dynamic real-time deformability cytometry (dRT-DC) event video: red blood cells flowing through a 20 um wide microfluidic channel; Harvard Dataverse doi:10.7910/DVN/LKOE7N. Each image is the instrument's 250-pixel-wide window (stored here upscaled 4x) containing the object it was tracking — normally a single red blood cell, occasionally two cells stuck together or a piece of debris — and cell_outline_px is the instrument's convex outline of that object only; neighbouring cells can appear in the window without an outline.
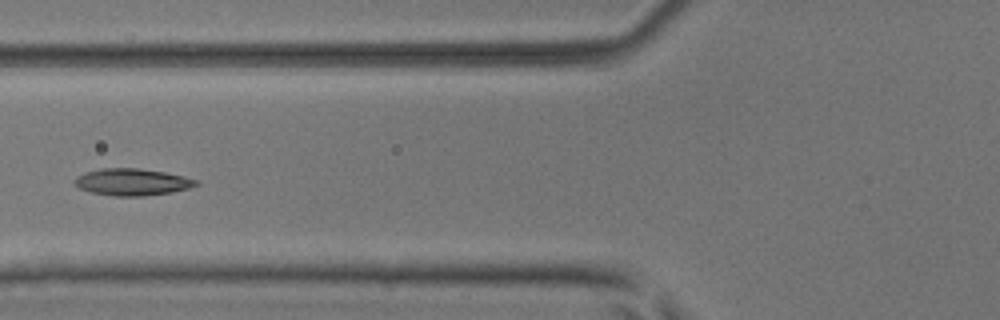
{"species": "common noctule bat (a hibernating species)", "species_latin": "Nyctalus noctula", "temperature_condition": "room temperature", "stored_images_in_passage": 5, "camera_frame_rate_fps": 3000, "um_per_image_px": 0.085, "animal": {"sex": "male", "body_mass_g": 17.9, "forearm_length_mm": 54.2}, "frame": {"image": 1, "passage_image": 5, "time_ms": 1.333, "image_size_px": [1000, 320], "cell_outline_px": [[200, 184], [188, 188], [172, 192], [144, 196], [112, 196], [92, 192], [80, 188], [72, 180], [76, 176], [84, 172], [100, 168], [140, 168], [164, 172], [184, 176], [200, 180]], "centroid_in_image_um": [11.24, 15.46], "position_along_channel_um": 114.6, "area_um2": 19.19}}